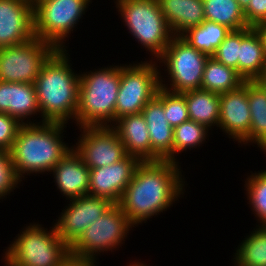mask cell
Wrapping results in <instances>:
<instances>
[{
    "instance_id": "obj_25",
    "label": "cell",
    "mask_w": 266,
    "mask_h": 266,
    "mask_svg": "<svg viewBox=\"0 0 266 266\" xmlns=\"http://www.w3.org/2000/svg\"><path fill=\"white\" fill-rule=\"evenodd\" d=\"M244 82L236 70L209 57L205 64L201 89L221 94L237 89Z\"/></svg>"
},
{
    "instance_id": "obj_40",
    "label": "cell",
    "mask_w": 266,
    "mask_h": 266,
    "mask_svg": "<svg viewBox=\"0 0 266 266\" xmlns=\"http://www.w3.org/2000/svg\"><path fill=\"white\" fill-rule=\"evenodd\" d=\"M43 0H29V2L31 3V5L34 7L37 4H39L40 2H42Z\"/></svg>"
},
{
    "instance_id": "obj_38",
    "label": "cell",
    "mask_w": 266,
    "mask_h": 266,
    "mask_svg": "<svg viewBox=\"0 0 266 266\" xmlns=\"http://www.w3.org/2000/svg\"><path fill=\"white\" fill-rule=\"evenodd\" d=\"M237 2L239 6L244 10L248 6L250 0H237Z\"/></svg>"
},
{
    "instance_id": "obj_27",
    "label": "cell",
    "mask_w": 266,
    "mask_h": 266,
    "mask_svg": "<svg viewBox=\"0 0 266 266\" xmlns=\"http://www.w3.org/2000/svg\"><path fill=\"white\" fill-rule=\"evenodd\" d=\"M205 20L226 26L231 31L249 27L237 0H203Z\"/></svg>"
},
{
    "instance_id": "obj_31",
    "label": "cell",
    "mask_w": 266,
    "mask_h": 266,
    "mask_svg": "<svg viewBox=\"0 0 266 266\" xmlns=\"http://www.w3.org/2000/svg\"><path fill=\"white\" fill-rule=\"evenodd\" d=\"M164 112L169 124L174 128L189 120L185 96L182 93L164 89Z\"/></svg>"
},
{
    "instance_id": "obj_39",
    "label": "cell",
    "mask_w": 266,
    "mask_h": 266,
    "mask_svg": "<svg viewBox=\"0 0 266 266\" xmlns=\"http://www.w3.org/2000/svg\"><path fill=\"white\" fill-rule=\"evenodd\" d=\"M71 266H96V265L89 263H73Z\"/></svg>"
},
{
    "instance_id": "obj_11",
    "label": "cell",
    "mask_w": 266,
    "mask_h": 266,
    "mask_svg": "<svg viewBox=\"0 0 266 266\" xmlns=\"http://www.w3.org/2000/svg\"><path fill=\"white\" fill-rule=\"evenodd\" d=\"M57 49L37 37L0 48V81L34 83L43 64Z\"/></svg>"
},
{
    "instance_id": "obj_16",
    "label": "cell",
    "mask_w": 266,
    "mask_h": 266,
    "mask_svg": "<svg viewBox=\"0 0 266 266\" xmlns=\"http://www.w3.org/2000/svg\"><path fill=\"white\" fill-rule=\"evenodd\" d=\"M250 125L251 113L245 81L237 89L220 94L218 127L241 144L249 136Z\"/></svg>"
},
{
    "instance_id": "obj_34",
    "label": "cell",
    "mask_w": 266,
    "mask_h": 266,
    "mask_svg": "<svg viewBox=\"0 0 266 266\" xmlns=\"http://www.w3.org/2000/svg\"><path fill=\"white\" fill-rule=\"evenodd\" d=\"M22 124L7 113H0V149L10 152Z\"/></svg>"
},
{
    "instance_id": "obj_20",
    "label": "cell",
    "mask_w": 266,
    "mask_h": 266,
    "mask_svg": "<svg viewBox=\"0 0 266 266\" xmlns=\"http://www.w3.org/2000/svg\"><path fill=\"white\" fill-rule=\"evenodd\" d=\"M111 127L118 134L127 155L151 161V140L142 113L121 117Z\"/></svg>"
},
{
    "instance_id": "obj_4",
    "label": "cell",
    "mask_w": 266,
    "mask_h": 266,
    "mask_svg": "<svg viewBox=\"0 0 266 266\" xmlns=\"http://www.w3.org/2000/svg\"><path fill=\"white\" fill-rule=\"evenodd\" d=\"M119 85V65L80 74L79 105L75 116L78 128L113 125Z\"/></svg>"
},
{
    "instance_id": "obj_9",
    "label": "cell",
    "mask_w": 266,
    "mask_h": 266,
    "mask_svg": "<svg viewBox=\"0 0 266 266\" xmlns=\"http://www.w3.org/2000/svg\"><path fill=\"white\" fill-rule=\"evenodd\" d=\"M90 0H43L33 7L34 35L63 50L69 33L82 18Z\"/></svg>"
},
{
    "instance_id": "obj_36",
    "label": "cell",
    "mask_w": 266,
    "mask_h": 266,
    "mask_svg": "<svg viewBox=\"0 0 266 266\" xmlns=\"http://www.w3.org/2000/svg\"><path fill=\"white\" fill-rule=\"evenodd\" d=\"M258 33L260 34L262 41H263V46L265 50V55H266V22H263L257 26L254 27Z\"/></svg>"
},
{
    "instance_id": "obj_19",
    "label": "cell",
    "mask_w": 266,
    "mask_h": 266,
    "mask_svg": "<svg viewBox=\"0 0 266 266\" xmlns=\"http://www.w3.org/2000/svg\"><path fill=\"white\" fill-rule=\"evenodd\" d=\"M40 110L34 83L0 81V113H7L21 124H30L25 119L38 115Z\"/></svg>"
},
{
    "instance_id": "obj_6",
    "label": "cell",
    "mask_w": 266,
    "mask_h": 266,
    "mask_svg": "<svg viewBox=\"0 0 266 266\" xmlns=\"http://www.w3.org/2000/svg\"><path fill=\"white\" fill-rule=\"evenodd\" d=\"M115 3L128 33L158 59L174 36L158 0H116Z\"/></svg>"
},
{
    "instance_id": "obj_23",
    "label": "cell",
    "mask_w": 266,
    "mask_h": 266,
    "mask_svg": "<svg viewBox=\"0 0 266 266\" xmlns=\"http://www.w3.org/2000/svg\"><path fill=\"white\" fill-rule=\"evenodd\" d=\"M247 96L251 113L249 136L242 144H257L266 152V90L257 81H247Z\"/></svg>"
},
{
    "instance_id": "obj_37",
    "label": "cell",
    "mask_w": 266,
    "mask_h": 266,
    "mask_svg": "<svg viewBox=\"0 0 266 266\" xmlns=\"http://www.w3.org/2000/svg\"><path fill=\"white\" fill-rule=\"evenodd\" d=\"M257 81L263 86L266 90V69L263 71L262 75L257 79Z\"/></svg>"
},
{
    "instance_id": "obj_35",
    "label": "cell",
    "mask_w": 266,
    "mask_h": 266,
    "mask_svg": "<svg viewBox=\"0 0 266 266\" xmlns=\"http://www.w3.org/2000/svg\"><path fill=\"white\" fill-rule=\"evenodd\" d=\"M243 11L246 23L250 27L266 22V0H250Z\"/></svg>"
},
{
    "instance_id": "obj_33",
    "label": "cell",
    "mask_w": 266,
    "mask_h": 266,
    "mask_svg": "<svg viewBox=\"0 0 266 266\" xmlns=\"http://www.w3.org/2000/svg\"><path fill=\"white\" fill-rule=\"evenodd\" d=\"M22 181L14 169L10 152L0 149V199L10 194Z\"/></svg>"
},
{
    "instance_id": "obj_24",
    "label": "cell",
    "mask_w": 266,
    "mask_h": 266,
    "mask_svg": "<svg viewBox=\"0 0 266 266\" xmlns=\"http://www.w3.org/2000/svg\"><path fill=\"white\" fill-rule=\"evenodd\" d=\"M185 96L189 120L206 128L218 127L220 112V94L204 89L182 93Z\"/></svg>"
},
{
    "instance_id": "obj_7",
    "label": "cell",
    "mask_w": 266,
    "mask_h": 266,
    "mask_svg": "<svg viewBox=\"0 0 266 266\" xmlns=\"http://www.w3.org/2000/svg\"><path fill=\"white\" fill-rule=\"evenodd\" d=\"M134 227L122 208L114 204L99 220L90 224L80 238L70 247L73 263L96 262V256L112 251L123 244L130 228Z\"/></svg>"
},
{
    "instance_id": "obj_13",
    "label": "cell",
    "mask_w": 266,
    "mask_h": 266,
    "mask_svg": "<svg viewBox=\"0 0 266 266\" xmlns=\"http://www.w3.org/2000/svg\"><path fill=\"white\" fill-rule=\"evenodd\" d=\"M62 214L54 223L59 237L71 247L90 224L106 213L114 203L104 197L85 195L69 199Z\"/></svg>"
},
{
    "instance_id": "obj_8",
    "label": "cell",
    "mask_w": 266,
    "mask_h": 266,
    "mask_svg": "<svg viewBox=\"0 0 266 266\" xmlns=\"http://www.w3.org/2000/svg\"><path fill=\"white\" fill-rule=\"evenodd\" d=\"M209 56L197 50L186 42L181 36H173L170 44L163 54L156 60L165 64L171 82L165 84V79L160 73V87L170 92L185 93L188 91L201 89V82L206 61ZM162 60V61H161ZM167 85V86H166Z\"/></svg>"
},
{
    "instance_id": "obj_17",
    "label": "cell",
    "mask_w": 266,
    "mask_h": 266,
    "mask_svg": "<svg viewBox=\"0 0 266 266\" xmlns=\"http://www.w3.org/2000/svg\"><path fill=\"white\" fill-rule=\"evenodd\" d=\"M151 140V161H172L173 131L164 112V88L150 100L142 112Z\"/></svg>"
},
{
    "instance_id": "obj_21",
    "label": "cell",
    "mask_w": 266,
    "mask_h": 266,
    "mask_svg": "<svg viewBox=\"0 0 266 266\" xmlns=\"http://www.w3.org/2000/svg\"><path fill=\"white\" fill-rule=\"evenodd\" d=\"M266 69L263 41L254 27L239 30L238 73L245 81L257 80Z\"/></svg>"
},
{
    "instance_id": "obj_22",
    "label": "cell",
    "mask_w": 266,
    "mask_h": 266,
    "mask_svg": "<svg viewBox=\"0 0 266 266\" xmlns=\"http://www.w3.org/2000/svg\"><path fill=\"white\" fill-rule=\"evenodd\" d=\"M171 32L181 36L205 21L203 0H158Z\"/></svg>"
},
{
    "instance_id": "obj_3",
    "label": "cell",
    "mask_w": 266,
    "mask_h": 266,
    "mask_svg": "<svg viewBox=\"0 0 266 266\" xmlns=\"http://www.w3.org/2000/svg\"><path fill=\"white\" fill-rule=\"evenodd\" d=\"M30 122L20 126L10 150L14 169L21 180L25 173H51L73 147L61 138L66 127L64 123Z\"/></svg>"
},
{
    "instance_id": "obj_18",
    "label": "cell",
    "mask_w": 266,
    "mask_h": 266,
    "mask_svg": "<svg viewBox=\"0 0 266 266\" xmlns=\"http://www.w3.org/2000/svg\"><path fill=\"white\" fill-rule=\"evenodd\" d=\"M51 172L57 188L67 200L88 195L90 168L74 150V146Z\"/></svg>"
},
{
    "instance_id": "obj_30",
    "label": "cell",
    "mask_w": 266,
    "mask_h": 266,
    "mask_svg": "<svg viewBox=\"0 0 266 266\" xmlns=\"http://www.w3.org/2000/svg\"><path fill=\"white\" fill-rule=\"evenodd\" d=\"M247 181V182H246ZM245 181V190L251 209L260 221V226H266V170L253 173Z\"/></svg>"
},
{
    "instance_id": "obj_14",
    "label": "cell",
    "mask_w": 266,
    "mask_h": 266,
    "mask_svg": "<svg viewBox=\"0 0 266 266\" xmlns=\"http://www.w3.org/2000/svg\"><path fill=\"white\" fill-rule=\"evenodd\" d=\"M140 163L138 157L126 155L111 165L90 169L88 195L104 197L118 204Z\"/></svg>"
},
{
    "instance_id": "obj_5",
    "label": "cell",
    "mask_w": 266,
    "mask_h": 266,
    "mask_svg": "<svg viewBox=\"0 0 266 266\" xmlns=\"http://www.w3.org/2000/svg\"><path fill=\"white\" fill-rule=\"evenodd\" d=\"M40 224L22 229L4 254L6 266H71L70 247L56 228L47 231ZM24 230V231H23Z\"/></svg>"
},
{
    "instance_id": "obj_2",
    "label": "cell",
    "mask_w": 266,
    "mask_h": 266,
    "mask_svg": "<svg viewBox=\"0 0 266 266\" xmlns=\"http://www.w3.org/2000/svg\"><path fill=\"white\" fill-rule=\"evenodd\" d=\"M66 49H57L43 64L34 82L41 122L67 124L79 105L80 75L73 72Z\"/></svg>"
},
{
    "instance_id": "obj_32",
    "label": "cell",
    "mask_w": 266,
    "mask_h": 266,
    "mask_svg": "<svg viewBox=\"0 0 266 266\" xmlns=\"http://www.w3.org/2000/svg\"><path fill=\"white\" fill-rule=\"evenodd\" d=\"M212 57L238 72L239 30L230 31Z\"/></svg>"
},
{
    "instance_id": "obj_29",
    "label": "cell",
    "mask_w": 266,
    "mask_h": 266,
    "mask_svg": "<svg viewBox=\"0 0 266 266\" xmlns=\"http://www.w3.org/2000/svg\"><path fill=\"white\" fill-rule=\"evenodd\" d=\"M209 129L195 121L188 120L174 127L172 161L177 162L175 155L188 148L193 149L205 142Z\"/></svg>"
},
{
    "instance_id": "obj_12",
    "label": "cell",
    "mask_w": 266,
    "mask_h": 266,
    "mask_svg": "<svg viewBox=\"0 0 266 266\" xmlns=\"http://www.w3.org/2000/svg\"><path fill=\"white\" fill-rule=\"evenodd\" d=\"M80 131V139L74 150L90 169L111 165L127 155L111 126H85L80 127Z\"/></svg>"
},
{
    "instance_id": "obj_15",
    "label": "cell",
    "mask_w": 266,
    "mask_h": 266,
    "mask_svg": "<svg viewBox=\"0 0 266 266\" xmlns=\"http://www.w3.org/2000/svg\"><path fill=\"white\" fill-rule=\"evenodd\" d=\"M34 37L31 3L24 0H0V48L18 45Z\"/></svg>"
},
{
    "instance_id": "obj_26",
    "label": "cell",
    "mask_w": 266,
    "mask_h": 266,
    "mask_svg": "<svg viewBox=\"0 0 266 266\" xmlns=\"http://www.w3.org/2000/svg\"><path fill=\"white\" fill-rule=\"evenodd\" d=\"M230 31L226 26L205 20L202 24L188 29L181 37L197 50L212 57Z\"/></svg>"
},
{
    "instance_id": "obj_28",
    "label": "cell",
    "mask_w": 266,
    "mask_h": 266,
    "mask_svg": "<svg viewBox=\"0 0 266 266\" xmlns=\"http://www.w3.org/2000/svg\"><path fill=\"white\" fill-rule=\"evenodd\" d=\"M234 254V266H266V226L254 229Z\"/></svg>"
},
{
    "instance_id": "obj_1",
    "label": "cell",
    "mask_w": 266,
    "mask_h": 266,
    "mask_svg": "<svg viewBox=\"0 0 266 266\" xmlns=\"http://www.w3.org/2000/svg\"><path fill=\"white\" fill-rule=\"evenodd\" d=\"M178 163L158 160L138 165L118 203L134 227L167 210L184 194L185 181Z\"/></svg>"
},
{
    "instance_id": "obj_41",
    "label": "cell",
    "mask_w": 266,
    "mask_h": 266,
    "mask_svg": "<svg viewBox=\"0 0 266 266\" xmlns=\"http://www.w3.org/2000/svg\"><path fill=\"white\" fill-rule=\"evenodd\" d=\"M135 262H133V264L132 263H130L129 265H127V266H147V265H145V264H143L142 262L140 263V262H137V263H135Z\"/></svg>"
},
{
    "instance_id": "obj_10",
    "label": "cell",
    "mask_w": 266,
    "mask_h": 266,
    "mask_svg": "<svg viewBox=\"0 0 266 266\" xmlns=\"http://www.w3.org/2000/svg\"><path fill=\"white\" fill-rule=\"evenodd\" d=\"M154 61L120 66V85L115 106V121L139 114L160 88V72Z\"/></svg>"
}]
</instances>
